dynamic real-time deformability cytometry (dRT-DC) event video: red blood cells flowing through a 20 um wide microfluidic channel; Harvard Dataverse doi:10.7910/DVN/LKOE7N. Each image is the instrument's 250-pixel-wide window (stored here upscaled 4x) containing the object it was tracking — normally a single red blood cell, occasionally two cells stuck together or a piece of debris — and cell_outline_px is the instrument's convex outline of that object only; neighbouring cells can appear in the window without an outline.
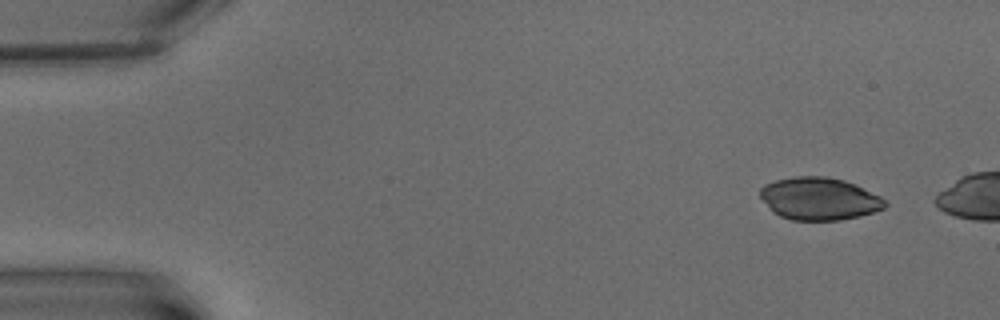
{"species": "common noctule bat (a hibernating species)", "species_latin": "Nyctalus noctula", "temperature_condition": "warm", "stored_images_in_passage": 3, "camera_frame_rate_fps": 3000, "um_per_image_px": 0.085, "animal": {"sex": "male", "body_mass_g": 15.6}, "frame": {"image": 1, "passage_image": 1, "time_ms": 0.0, "image_size_px": [1000, 320], "cell_outline_px": [[888, 204], [884, 208], [860, 216], [840, 220], [792, 220], [780, 216], [772, 212], [760, 196], [760, 188], [764, 184], [776, 180], [792, 176], [824, 176], [844, 180], [856, 184], [880, 196]], "centroid_in_image_um": [69.62, 16.88], "position_along_channel_um": 15.4, "area_um2": 31.04}}